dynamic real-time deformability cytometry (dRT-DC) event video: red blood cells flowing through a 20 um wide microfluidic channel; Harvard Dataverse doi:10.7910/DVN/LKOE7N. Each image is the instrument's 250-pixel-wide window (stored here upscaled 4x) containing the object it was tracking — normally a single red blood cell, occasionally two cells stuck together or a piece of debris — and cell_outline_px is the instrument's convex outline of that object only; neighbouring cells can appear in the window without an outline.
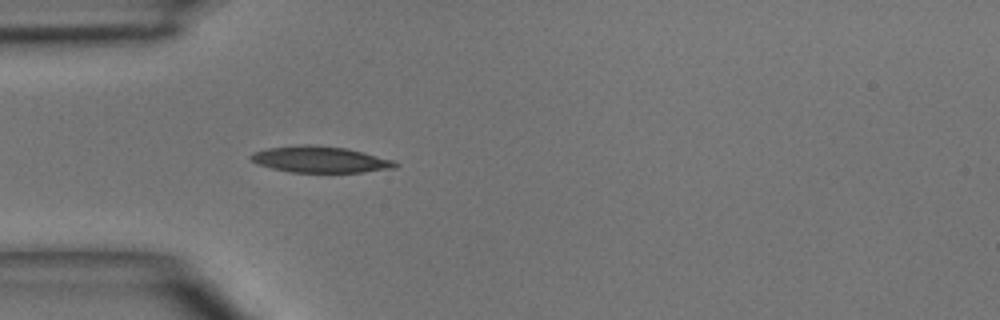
{"species": "common noctule bat (a hibernating species)", "species_latin": "Nyctalus noctula", "temperature_condition": "room temperature", "stored_images_in_passage": 4, "camera_frame_rate_fps": 3000, "um_per_image_px": 0.085, "animal": {"sex": "male", "body_mass_g": 15.6}, "frame": {"image": 1, "passage_image": 4, "time_ms": 4.0, "image_size_px": [1000, 320], "cell_outline_px": [[400, 164], [396, 168], [364, 172], [292, 172], [272, 168], [260, 164], [252, 160], [248, 156], [252, 152], [268, 148], [304, 144], [308, 144], [344, 148], [392, 160]], "centroid_in_image_um": [27.2, 13.56], "position_along_channel_um": 57.8, "area_um2": 21.79}}